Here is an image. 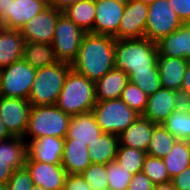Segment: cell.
Returning a JSON list of instances; mask_svg holds the SVG:
<instances>
[{
  "mask_svg": "<svg viewBox=\"0 0 190 190\" xmlns=\"http://www.w3.org/2000/svg\"><path fill=\"white\" fill-rule=\"evenodd\" d=\"M115 42L110 35L85 33L71 69L95 82L115 67Z\"/></svg>",
  "mask_w": 190,
  "mask_h": 190,
  "instance_id": "6da1fadb",
  "label": "cell"
},
{
  "mask_svg": "<svg viewBox=\"0 0 190 190\" xmlns=\"http://www.w3.org/2000/svg\"><path fill=\"white\" fill-rule=\"evenodd\" d=\"M158 56L156 43L145 37L116 39L115 67L127 74L151 73V70H158Z\"/></svg>",
  "mask_w": 190,
  "mask_h": 190,
  "instance_id": "7a4b0ae2",
  "label": "cell"
},
{
  "mask_svg": "<svg viewBox=\"0 0 190 190\" xmlns=\"http://www.w3.org/2000/svg\"><path fill=\"white\" fill-rule=\"evenodd\" d=\"M71 115L57 105L31 106L27 130L23 139L29 143L45 136L65 138Z\"/></svg>",
  "mask_w": 190,
  "mask_h": 190,
  "instance_id": "3957f363",
  "label": "cell"
},
{
  "mask_svg": "<svg viewBox=\"0 0 190 190\" xmlns=\"http://www.w3.org/2000/svg\"><path fill=\"white\" fill-rule=\"evenodd\" d=\"M56 105L71 116L92 111L96 105L94 82L71 69Z\"/></svg>",
  "mask_w": 190,
  "mask_h": 190,
  "instance_id": "277c9868",
  "label": "cell"
},
{
  "mask_svg": "<svg viewBox=\"0 0 190 190\" xmlns=\"http://www.w3.org/2000/svg\"><path fill=\"white\" fill-rule=\"evenodd\" d=\"M70 70V64L59 61L36 69L35 79L27 99L29 103L32 106L56 105Z\"/></svg>",
  "mask_w": 190,
  "mask_h": 190,
  "instance_id": "5b68a950",
  "label": "cell"
},
{
  "mask_svg": "<svg viewBox=\"0 0 190 190\" xmlns=\"http://www.w3.org/2000/svg\"><path fill=\"white\" fill-rule=\"evenodd\" d=\"M92 111L102 132L115 135L121 134L140 116L121 98L96 102Z\"/></svg>",
  "mask_w": 190,
  "mask_h": 190,
  "instance_id": "8992f818",
  "label": "cell"
},
{
  "mask_svg": "<svg viewBox=\"0 0 190 190\" xmlns=\"http://www.w3.org/2000/svg\"><path fill=\"white\" fill-rule=\"evenodd\" d=\"M36 69L23 58L0 69V94L3 97L28 99Z\"/></svg>",
  "mask_w": 190,
  "mask_h": 190,
  "instance_id": "52a82bcc",
  "label": "cell"
},
{
  "mask_svg": "<svg viewBox=\"0 0 190 190\" xmlns=\"http://www.w3.org/2000/svg\"><path fill=\"white\" fill-rule=\"evenodd\" d=\"M183 24L167 0H155L148 5L144 37L156 43Z\"/></svg>",
  "mask_w": 190,
  "mask_h": 190,
  "instance_id": "ba28073f",
  "label": "cell"
},
{
  "mask_svg": "<svg viewBox=\"0 0 190 190\" xmlns=\"http://www.w3.org/2000/svg\"><path fill=\"white\" fill-rule=\"evenodd\" d=\"M85 32L61 14L57 20L52 47L59 62L71 65L75 60Z\"/></svg>",
  "mask_w": 190,
  "mask_h": 190,
  "instance_id": "9c48e42d",
  "label": "cell"
},
{
  "mask_svg": "<svg viewBox=\"0 0 190 190\" xmlns=\"http://www.w3.org/2000/svg\"><path fill=\"white\" fill-rule=\"evenodd\" d=\"M47 6L37 0H0V20L7 29L20 30Z\"/></svg>",
  "mask_w": 190,
  "mask_h": 190,
  "instance_id": "30bf717a",
  "label": "cell"
},
{
  "mask_svg": "<svg viewBox=\"0 0 190 190\" xmlns=\"http://www.w3.org/2000/svg\"><path fill=\"white\" fill-rule=\"evenodd\" d=\"M31 106L27 99L0 97V117L12 136L24 137Z\"/></svg>",
  "mask_w": 190,
  "mask_h": 190,
  "instance_id": "8fae6325",
  "label": "cell"
},
{
  "mask_svg": "<svg viewBox=\"0 0 190 190\" xmlns=\"http://www.w3.org/2000/svg\"><path fill=\"white\" fill-rule=\"evenodd\" d=\"M61 14L62 11L55 7H46L20 29L24 40L52 44L57 20Z\"/></svg>",
  "mask_w": 190,
  "mask_h": 190,
  "instance_id": "7c38bea8",
  "label": "cell"
},
{
  "mask_svg": "<svg viewBox=\"0 0 190 190\" xmlns=\"http://www.w3.org/2000/svg\"><path fill=\"white\" fill-rule=\"evenodd\" d=\"M148 5L139 0H131L125 5L115 39L143 38L147 22Z\"/></svg>",
  "mask_w": 190,
  "mask_h": 190,
  "instance_id": "4fadbf2b",
  "label": "cell"
},
{
  "mask_svg": "<svg viewBox=\"0 0 190 190\" xmlns=\"http://www.w3.org/2000/svg\"><path fill=\"white\" fill-rule=\"evenodd\" d=\"M25 167L34 185L47 190H63L67 172L61 164L33 161L27 156Z\"/></svg>",
  "mask_w": 190,
  "mask_h": 190,
  "instance_id": "5bb4252c",
  "label": "cell"
},
{
  "mask_svg": "<svg viewBox=\"0 0 190 190\" xmlns=\"http://www.w3.org/2000/svg\"><path fill=\"white\" fill-rule=\"evenodd\" d=\"M94 34L114 36L120 27L125 4L114 0H95Z\"/></svg>",
  "mask_w": 190,
  "mask_h": 190,
  "instance_id": "9a60e30c",
  "label": "cell"
},
{
  "mask_svg": "<svg viewBox=\"0 0 190 190\" xmlns=\"http://www.w3.org/2000/svg\"><path fill=\"white\" fill-rule=\"evenodd\" d=\"M102 133L93 111L75 114L71 116L64 142H80L89 146Z\"/></svg>",
  "mask_w": 190,
  "mask_h": 190,
  "instance_id": "2e32d148",
  "label": "cell"
},
{
  "mask_svg": "<svg viewBox=\"0 0 190 190\" xmlns=\"http://www.w3.org/2000/svg\"><path fill=\"white\" fill-rule=\"evenodd\" d=\"M158 55L190 60V26L186 23L156 42Z\"/></svg>",
  "mask_w": 190,
  "mask_h": 190,
  "instance_id": "e0dca14e",
  "label": "cell"
},
{
  "mask_svg": "<svg viewBox=\"0 0 190 190\" xmlns=\"http://www.w3.org/2000/svg\"><path fill=\"white\" fill-rule=\"evenodd\" d=\"M64 139L45 136L27 143V155L33 161L50 164H61Z\"/></svg>",
  "mask_w": 190,
  "mask_h": 190,
  "instance_id": "ac0fdd59",
  "label": "cell"
},
{
  "mask_svg": "<svg viewBox=\"0 0 190 190\" xmlns=\"http://www.w3.org/2000/svg\"><path fill=\"white\" fill-rule=\"evenodd\" d=\"M175 90L161 87L148 96L146 109L141 115L154 124H162L175 111Z\"/></svg>",
  "mask_w": 190,
  "mask_h": 190,
  "instance_id": "d6986e66",
  "label": "cell"
},
{
  "mask_svg": "<svg viewBox=\"0 0 190 190\" xmlns=\"http://www.w3.org/2000/svg\"><path fill=\"white\" fill-rule=\"evenodd\" d=\"M155 125L156 124L150 119L140 115L131 125L118 135L119 146H127L147 152L153 127Z\"/></svg>",
  "mask_w": 190,
  "mask_h": 190,
  "instance_id": "ffe728a7",
  "label": "cell"
},
{
  "mask_svg": "<svg viewBox=\"0 0 190 190\" xmlns=\"http://www.w3.org/2000/svg\"><path fill=\"white\" fill-rule=\"evenodd\" d=\"M128 82L127 73L114 67L101 79L94 82L96 102L120 98Z\"/></svg>",
  "mask_w": 190,
  "mask_h": 190,
  "instance_id": "44dd1931",
  "label": "cell"
},
{
  "mask_svg": "<svg viewBox=\"0 0 190 190\" xmlns=\"http://www.w3.org/2000/svg\"><path fill=\"white\" fill-rule=\"evenodd\" d=\"M188 60L158 56L157 66L161 86L172 90H181Z\"/></svg>",
  "mask_w": 190,
  "mask_h": 190,
  "instance_id": "7402d4cb",
  "label": "cell"
},
{
  "mask_svg": "<svg viewBox=\"0 0 190 190\" xmlns=\"http://www.w3.org/2000/svg\"><path fill=\"white\" fill-rule=\"evenodd\" d=\"M91 164L87 145L80 142H64L61 165L67 174H81Z\"/></svg>",
  "mask_w": 190,
  "mask_h": 190,
  "instance_id": "603a6c76",
  "label": "cell"
},
{
  "mask_svg": "<svg viewBox=\"0 0 190 190\" xmlns=\"http://www.w3.org/2000/svg\"><path fill=\"white\" fill-rule=\"evenodd\" d=\"M25 40L20 30L6 29L0 36V69L23 58Z\"/></svg>",
  "mask_w": 190,
  "mask_h": 190,
  "instance_id": "cb8c5ba5",
  "label": "cell"
},
{
  "mask_svg": "<svg viewBox=\"0 0 190 190\" xmlns=\"http://www.w3.org/2000/svg\"><path fill=\"white\" fill-rule=\"evenodd\" d=\"M119 146L118 135L103 132L89 147L92 163L108 164L116 160Z\"/></svg>",
  "mask_w": 190,
  "mask_h": 190,
  "instance_id": "d4e9b609",
  "label": "cell"
},
{
  "mask_svg": "<svg viewBox=\"0 0 190 190\" xmlns=\"http://www.w3.org/2000/svg\"><path fill=\"white\" fill-rule=\"evenodd\" d=\"M27 154V142L23 137L11 136L0 140V160L10 162V167L14 171L25 167Z\"/></svg>",
  "mask_w": 190,
  "mask_h": 190,
  "instance_id": "484cf974",
  "label": "cell"
},
{
  "mask_svg": "<svg viewBox=\"0 0 190 190\" xmlns=\"http://www.w3.org/2000/svg\"><path fill=\"white\" fill-rule=\"evenodd\" d=\"M95 0H80L62 11L85 33H94Z\"/></svg>",
  "mask_w": 190,
  "mask_h": 190,
  "instance_id": "4316f807",
  "label": "cell"
},
{
  "mask_svg": "<svg viewBox=\"0 0 190 190\" xmlns=\"http://www.w3.org/2000/svg\"><path fill=\"white\" fill-rule=\"evenodd\" d=\"M23 59L35 69L58 62L52 44L43 42L25 41Z\"/></svg>",
  "mask_w": 190,
  "mask_h": 190,
  "instance_id": "83f0119b",
  "label": "cell"
},
{
  "mask_svg": "<svg viewBox=\"0 0 190 190\" xmlns=\"http://www.w3.org/2000/svg\"><path fill=\"white\" fill-rule=\"evenodd\" d=\"M170 179L190 166V141L177 140L171 152L162 158Z\"/></svg>",
  "mask_w": 190,
  "mask_h": 190,
  "instance_id": "f1b7e54d",
  "label": "cell"
},
{
  "mask_svg": "<svg viewBox=\"0 0 190 190\" xmlns=\"http://www.w3.org/2000/svg\"><path fill=\"white\" fill-rule=\"evenodd\" d=\"M176 141L177 139L162 124H156L153 127L147 154L153 157L163 158L171 152Z\"/></svg>",
  "mask_w": 190,
  "mask_h": 190,
  "instance_id": "f546056e",
  "label": "cell"
},
{
  "mask_svg": "<svg viewBox=\"0 0 190 190\" xmlns=\"http://www.w3.org/2000/svg\"><path fill=\"white\" fill-rule=\"evenodd\" d=\"M162 125L177 140L190 141V113L173 111Z\"/></svg>",
  "mask_w": 190,
  "mask_h": 190,
  "instance_id": "4dcf8cb0",
  "label": "cell"
},
{
  "mask_svg": "<svg viewBox=\"0 0 190 190\" xmlns=\"http://www.w3.org/2000/svg\"><path fill=\"white\" fill-rule=\"evenodd\" d=\"M147 152L127 146H118L116 161L131 174L142 171Z\"/></svg>",
  "mask_w": 190,
  "mask_h": 190,
  "instance_id": "1f68e13d",
  "label": "cell"
},
{
  "mask_svg": "<svg viewBox=\"0 0 190 190\" xmlns=\"http://www.w3.org/2000/svg\"><path fill=\"white\" fill-rule=\"evenodd\" d=\"M142 172L154 183L161 184L170 182V176L162 158L146 155Z\"/></svg>",
  "mask_w": 190,
  "mask_h": 190,
  "instance_id": "d6a6232c",
  "label": "cell"
},
{
  "mask_svg": "<svg viewBox=\"0 0 190 190\" xmlns=\"http://www.w3.org/2000/svg\"><path fill=\"white\" fill-rule=\"evenodd\" d=\"M107 165L108 187L111 190H127L133 174L129 173L116 160Z\"/></svg>",
  "mask_w": 190,
  "mask_h": 190,
  "instance_id": "836d02e7",
  "label": "cell"
},
{
  "mask_svg": "<svg viewBox=\"0 0 190 190\" xmlns=\"http://www.w3.org/2000/svg\"><path fill=\"white\" fill-rule=\"evenodd\" d=\"M81 175L92 188V190L109 189L106 164L92 163L86 170L81 173Z\"/></svg>",
  "mask_w": 190,
  "mask_h": 190,
  "instance_id": "e575fe53",
  "label": "cell"
},
{
  "mask_svg": "<svg viewBox=\"0 0 190 190\" xmlns=\"http://www.w3.org/2000/svg\"><path fill=\"white\" fill-rule=\"evenodd\" d=\"M131 109L140 115L146 109L148 95L132 82H128L120 97Z\"/></svg>",
  "mask_w": 190,
  "mask_h": 190,
  "instance_id": "d590c367",
  "label": "cell"
},
{
  "mask_svg": "<svg viewBox=\"0 0 190 190\" xmlns=\"http://www.w3.org/2000/svg\"><path fill=\"white\" fill-rule=\"evenodd\" d=\"M127 75L129 76V81L141 88L148 96L154 94L162 87L159 77V70H151V73Z\"/></svg>",
  "mask_w": 190,
  "mask_h": 190,
  "instance_id": "8d00e7d4",
  "label": "cell"
},
{
  "mask_svg": "<svg viewBox=\"0 0 190 190\" xmlns=\"http://www.w3.org/2000/svg\"><path fill=\"white\" fill-rule=\"evenodd\" d=\"M8 190H32L33 181L26 167L16 169L7 182Z\"/></svg>",
  "mask_w": 190,
  "mask_h": 190,
  "instance_id": "74e56055",
  "label": "cell"
},
{
  "mask_svg": "<svg viewBox=\"0 0 190 190\" xmlns=\"http://www.w3.org/2000/svg\"><path fill=\"white\" fill-rule=\"evenodd\" d=\"M183 23H190V0H167Z\"/></svg>",
  "mask_w": 190,
  "mask_h": 190,
  "instance_id": "f35d334b",
  "label": "cell"
},
{
  "mask_svg": "<svg viewBox=\"0 0 190 190\" xmlns=\"http://www.w3.org/2000/svg\"><path fill=\"white\" fill-rule=\"evenodd\" d=\"M63 190H92L81 174H67Z\"/></svg>",
  "mask_w": 190,
  "mask_h": 190,
  "instance_id": "ab89813d",
  "label": "cell"
},
{
  "mask_svg": "<svg viewBox=\"0 0 190 190\" xmlns=\"http://www.w3.org/2000/svg\"><path fill=\"white\" fill-rule=\"evenodd\" d=\"M154 183L141 171L133 175L127 190H153Z\"/></svg>",
  "mask_w": 190,
  "mask_h": 190,
  "instance_id": "60d3db41",
  "label": "cell"
},
{
  "mask_svg": "<svg viewBox=\"0 0 190 190\" xmlns=\"http://www.w3.org/2000/svg\"><path fill=\"white\" fill-rule=\"evenodd\" d=\"M175 111H182L184 113H190V93L185 90L175 91Z\"/></svg>",
  "mask_w": 190,
  "mask_h": 190,
  "instance_id": "b9f144b4",
  "label": "cell"
},
{
  "mask_svg": "<svg viewBox=\"0 0 190 190\" xmlns=\"http://www.w3.org/2000/svg\"><path fill=\"white\" fill-rule=\"evenodd\" d=\"M176 190H190V166L171 179Z\"/></svg>",
  "mask_w": 190,
  "mask_h": 190,
  "instance_id": "7bdbcfd3",
  "label": "cell"
},
{
  "mask_svg": "<svg viewBox=\"0 0 190 190\" xmlns=\"http://www.w3.org/2000/svg\"><path fill=\"white\" fill-rule=\"evenodd\" d=\"M10 162H2L0 160V184H7L13 174Z\"/></svg>",
  "mask_w": 190,
  "mask_h": 190,
  "instance_id": "ee69618b",
  "label": "cell"
},
{
  "mask_svg": "<svg viewBox=\"0 0 190 190\" xmlns=\"http://www.w3.org/2000/svg\"><path fill=\"white\" fill-rule=\"evenodd\" d=\"M78 1L80 0H53V7H55L57 10L63 11Z\"/></svg>",
  "mask_w": 190,
  "mask_h": 190,
  "instance_id": "f6af8a7d",
  "label": "cell"
},
{
  "mask_svg": "<svg viewBox=\"0 0 190 190\" xmlns=\"http://www.w3.org/2000/svg\"><path fill=\"white\" fill-rule=\"evenodd\" d=\"M182 90H185L188 93H190V60H188V65H187V68H186V72L184 74Z\"/></svg>",
  "mask_w": 190,
  "mask_h": 190,
  "instance_id": "bcb514c9",
  "label": "cell"
},
{
  "mask_svg": "<svg viewBox=\"0 0 190 190\" xmlns=\"http://www.w3.org/2000/svg\"><path fill=\"white\" fill-rule=\"evenodd\" d=\"M153 190H176V188L173 186V183L170 181L167 183L154 184Z\"/></svg>",
  "mask_w": 190,
  "mask_h": 190,
  "instance_id": "7dc6e473",
  "label": "cell"
},
{
  "mask_svg": "<svg viewBox=\"0 0 190 190\" xmlns=\"http://www.w3.org/2000/svg\"><path fill=\"white\" fill-rule=\"evenodd\" d=\"M12 135L9 133V131L6 129L5 124L3 123L1 117H0V140H5L10 138Z\"/></svg>",
  "mask_w": 190,
  "mask_h": 190,
  "instance_id": "c3c4849f",
  "label": "cell"
},
{
  "mask_svg": "<svg viewBox=\"0 0 190 190\" xmlns=\"http://www.w3.org/2000/svg\"><path fill=\"white\" fill-rule=\"evenodd\" d=\"M7 29L6 24L0 20V36L4 33V31Z\"/></svg>",
  "mask_w": 190,
  "mask_h": 190,
  "instance_id": "681fc988",
  "label": "cell"
},
{
  "mask_svg": "<svg viewBox=\"0 0 190 190\" xmlns=\"http://www.w3.org/2000/svg\"><path fill=\"white\" fill-rule=\"evenodd\" d=\"M45 4L47 7H53V0H37Z\"/></svg>",
  "mask_w": 190,
  "mask_h": 190,
  "instance_id": "f907efd6",
  "label": "cell"
},
{
  "mask_svg": "<svg viewBox=\"0 0 190 190\" xmlns=\"http://www.w3.org/2000/svg\"><path fill=\"white\" fill-rule=\"evenodd\" d=\"M32 190H47V189L42 188V187H40V186H38V185H33Z\"/></svg>",
  "mask_w": 190,
  "mask_h": 190,
  "instance_id": "816d5d0a",
  "label": "cell"
},
{
  "mask_svg": "<svg viewBox=\"0 0 190 190\" xmlns=\"http://www.w3.org/2000/svg\"><path fill=\"white\" fill-rule=\"evenodd\" d=\"M114 1H116V2H118L120 4H125L126 5L131 0H114Z\"/></svg>",
  "mask_w": 190,
  "mask_h": 190,
  "instance_id": "f5cc1de1",
  "label": "cell"
},
{
  "mask_svg": "<svg viewBox=\"0 0 190 190\" xmlns=\"http://www.w3.org/2000/svg\"><path fill=\"white\" fill-rule=\"evenodd\" d=\"M142 1L144 4L149 5L150 3H153L155 0H139Z\"/></svg>",
  "mask_w": 190,
  "mask_h": 190,
  "instance_id": "db71d44e",
  "label": "cell"
},
{
  "mask_svg": "<svg viewBox=\"0 0 190 190\" xmlns=\"http://www.w3.org/2000/svg\"><path fill=\"white\" fill-rule=\"evenodd\" d=\"M0 190H8L6 184H0Z\"/></svg>",
  "mask_w": 190,
  "mask_h": 190,
  "instance_id": "11a10c76",
  "label": "cell"
}]
</instances>
